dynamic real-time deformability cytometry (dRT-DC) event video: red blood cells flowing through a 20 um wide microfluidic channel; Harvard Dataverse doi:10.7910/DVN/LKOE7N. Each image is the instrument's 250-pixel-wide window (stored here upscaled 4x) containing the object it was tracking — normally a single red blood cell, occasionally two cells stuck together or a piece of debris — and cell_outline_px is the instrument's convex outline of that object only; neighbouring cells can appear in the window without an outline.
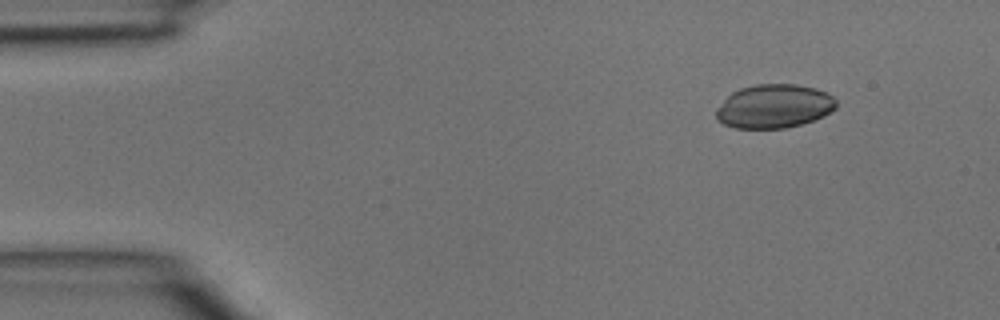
{"species": "common noctule bat (a hibernating species)", "species_latin": "Nyctalus noctula", "temperature_condition": "room temperature", "stored_images_in_passage": 3, "camera_frame_rate_fps": 3000, "um_per_image_px": 0.085, "animal": {"sex": "male", "body_mass_g": 15.6}, "frame": {"image": 1, "passage_image": 1, "time_ms": 0.0, "image_size_px": [1000, 320], "cell_outline_px": [[836, 108], [824, 116], [800, 124], [784, 128], [736, 128], [724, 124], [716, 120], [716, 108], [732, 92], [740, 88], [756, 84], [796, 84], [816, 88], [832, 96], [836, 100]], "centroid_in_image_um": [65.78, 9.03], "position_along_channel_um": 19.2, "area_um2": 30.58}}
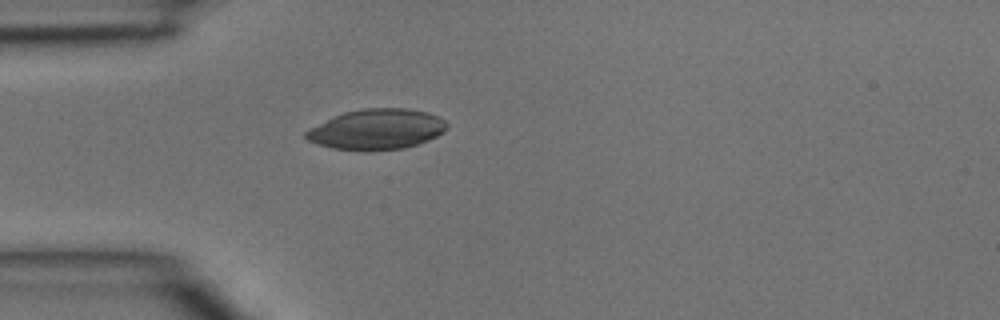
{"frame": {"image": 2, "passage_image": 3, "time_ms": 0.667, "image_size_px": [1000, 320], "cell_outline_px": [[448, 128], [444, 132], [428, 140], [404, 148], [372, 152], [364, 152], [332, 148], [308, 140], [304, 136], [304, 132], [308, 128], [332, 116], [344, 112], [364, 108], [408, 108], [428, 112], [444, 120], [448, 124]], "centroid_in_image_um": [32.0, 11.0], "position_along_channel_um": 53.0, "area_um2": 33.7}}